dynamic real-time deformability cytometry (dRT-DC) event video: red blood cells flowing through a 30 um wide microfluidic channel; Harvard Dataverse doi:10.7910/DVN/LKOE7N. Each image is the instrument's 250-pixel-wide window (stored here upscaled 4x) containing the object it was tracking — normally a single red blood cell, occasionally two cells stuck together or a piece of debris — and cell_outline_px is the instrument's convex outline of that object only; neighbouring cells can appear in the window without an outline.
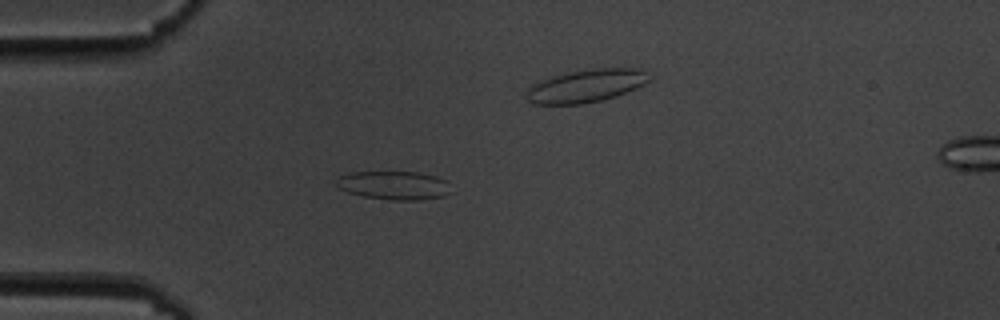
{"species": "common noctule bat (a hibernating species)", "species_latin": "Nyctalus noctula", "temperature_condition": "cold", "stored_images_in_passage": 5, "camera_frame_rate_fps": 3000, "um_per_image_px": 0.085, "animal": {"sex": "male", "body_mass_g": 19.5, "forearm_length_mm": 54.6}, "frame": {"image": 1, "passage_image": 4, "time_ms": 3.667, "image_size_px": [1000, 320], "cell_outline_px": [[452, 192], [444, 196], [416, 200], [388, 200], [364, 196], [348, 192], [340, 188], [336, 184], [336, 180], [340, 176], [352, 172], [416, 172], [436, 176], [444, 180]], "centroid_in_image_um": [33.49, 15.76], "position_along_channel_um": 51.5, "area_um2": 18.9}}